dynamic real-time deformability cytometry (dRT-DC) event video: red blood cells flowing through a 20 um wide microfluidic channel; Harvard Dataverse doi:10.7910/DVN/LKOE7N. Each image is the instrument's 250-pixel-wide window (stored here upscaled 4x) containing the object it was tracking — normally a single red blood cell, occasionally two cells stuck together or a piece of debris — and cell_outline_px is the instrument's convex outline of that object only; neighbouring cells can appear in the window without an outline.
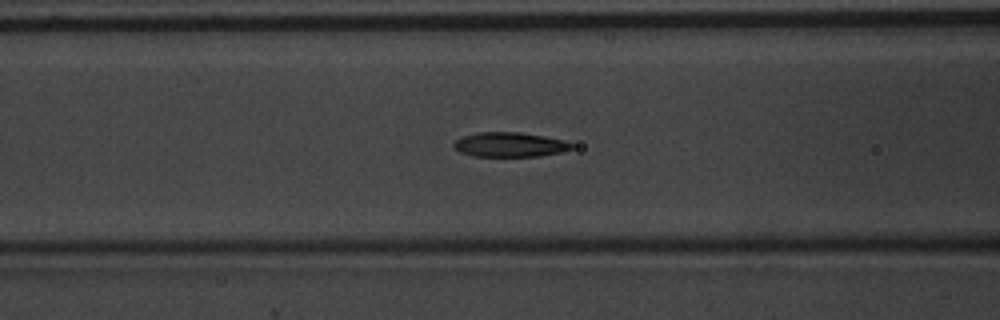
{"species": "common noctule bat (a hibernating species)", "species_latin": "Nyctalus noctula", "temperature_condition": "warm", "stored_images_in_passage": 46, "camera_frame_rate_fps": 3000, "um_per_image_px": 0.085, "animal": {"sex": "male", "body_mass_g": 20.1, "forearm_length_mm": 53.5}, "frame": {"image": 1, "passage_image": 14, "time_ms": 4.333, "image_size_px": [1000, 320], "cell_outline_px": [[576, 144], [572, 148], [560, 152], [540, 156], [472, 156], [460, 152], [452, 148], [452, 144], [456, 140], [464, 136], [476, 132], [520, 132], [544, 136], [564, 140]], "centroid_in_image_um": [43.31, 12.29], "position_along_channel_um": 123.3, "area_um2": 16.99}}
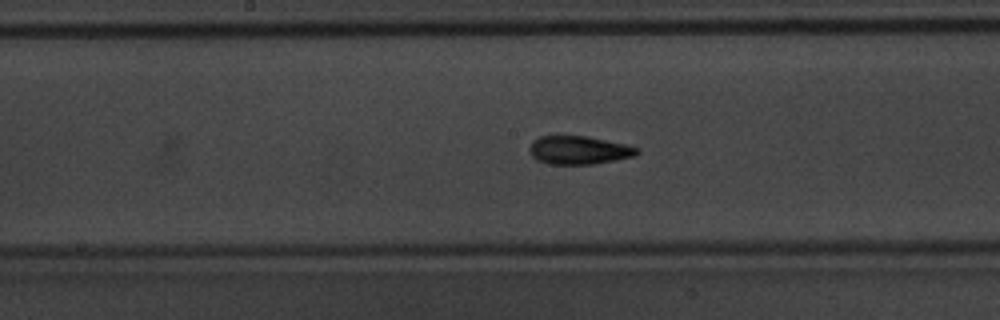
{"frame": {"image": 2, "passage_image": 20, "time_ms": 6.333, "image_size_px": [1000, 320], "cell_outline_px": [[640, 152], [636, 156], [616, 160], [592, 164], [552, 164], [536, 160], [532, 156], [528, 148], [532, 140], [540, 136], [556, 132], [588, 136], [624, 144], [640, 148]], "centroid_in_image_um": [49.15, 12.71], "position_along_channel_um": 199.0, "area_um2": 18.55}}
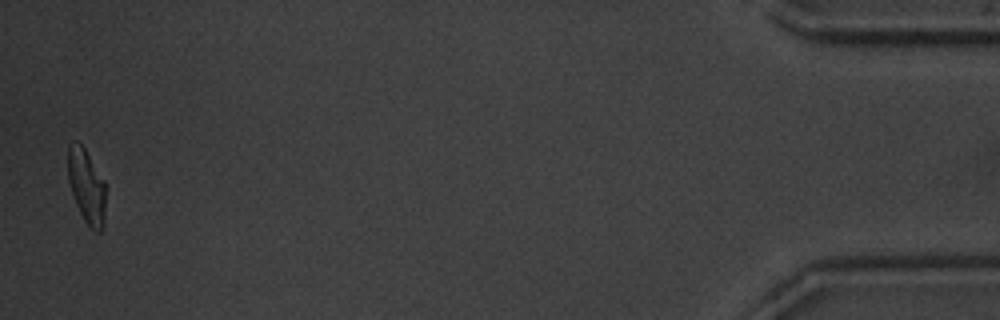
{"frame": {"image": 3, "passage_image": 45, "time_ms": 14.667, "image_size_px": [1000, 320], "cell_outline_px": [[104, 224], [100, 232], [96, 232], [84, 220], [76, 204], [68, 180], [68, 144], [76, 140], [84, 148], [104, 180]], "centroid_in_image_um": [7.34, 15.81], "position_along_channel_um": 427.9, "area_um2": 16.01}, "authors_computed_cell_mechanics": {"area_um2": 17.34, "velocity_mm_per_s": 3.7813, "shape_relaxation_time_tau1_ms": 3.0034, "shape_relaxation_time_tau2_ms": 2.1474, "deformation_change_tau1": 0.1524, "deformation_change_tau2": 0.0978}}